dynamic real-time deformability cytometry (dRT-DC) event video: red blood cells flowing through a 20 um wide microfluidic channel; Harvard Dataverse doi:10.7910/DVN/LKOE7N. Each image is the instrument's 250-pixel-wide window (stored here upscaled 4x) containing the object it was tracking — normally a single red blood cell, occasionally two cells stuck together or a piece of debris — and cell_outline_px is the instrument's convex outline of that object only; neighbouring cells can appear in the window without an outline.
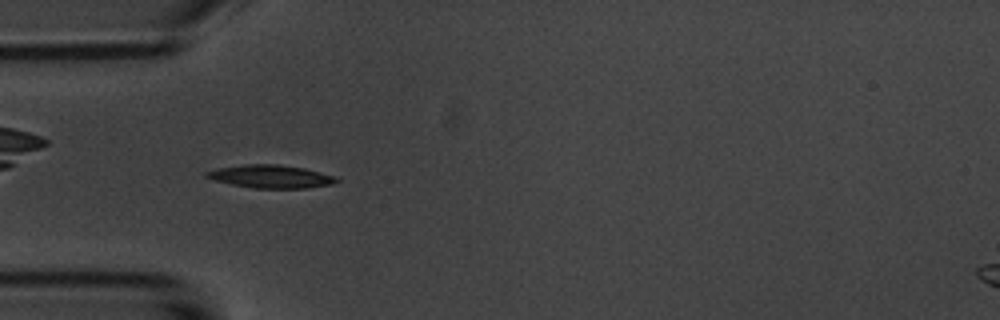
{"species": "common noctule bat (a hibernating species)", "species_latin": "Nyctalus noctula", "temperature_condition": "room temperature", "stored_images_in_passage": 9, "camera_frame_rate_fps": 3000, "um_per_image_px": 0.085, "animal": {"sex": "male", "body_mass_g": 20.1, "forearm_length_mm": 53.5}, "frame": {"image": 1, "passage_image": 4, "time_ms": 3.667, "image_size_px": [1000, 320], "cell_outline_px": [[340, 180], [332, 184], [304, 188], [252, 188], [232, 184], [216, 180], [204, 176], [204, 172], [220, 168], [244, 164], [280, 164], [304, 168], [320, 172], [332, 176]], "centroid_in_image_um": [23.0, 14.99], "position_along_channel_um": 62.0, "area_um2": 17.22}}
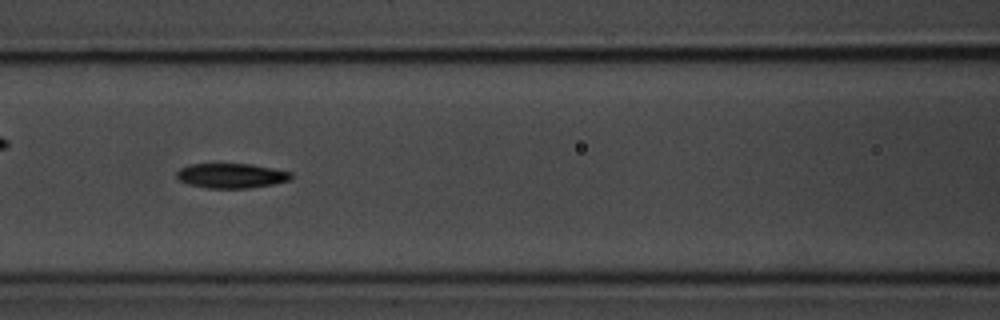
{"frame": {"image": 2, "passage_image": 6, "time_ms": 6.0, "image_size_px": [1000, 320], "cell_outline_px": [[292, 176], [288, 180], [272, 184], [248, 188], [208, 188], [188, 184], [180, 180], [176, 176], [176, 172], [180, 168], [188, 164], [252, 164], [292, 172]], "centroid_in_image_um": [19.63, 14.93], "position_along_channel_um": 147.0, "area_um2": 16.42}}
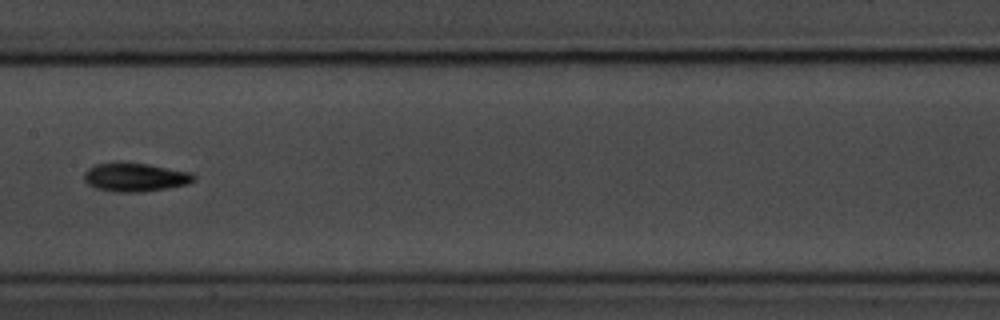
{"frame": {"image": 3, "passage_image": 7, "time_ms": 7.333, "image_size_px": [1000, 320], "cell_outline_px": [[196, 180], [188, 184], [168, 188], [144, 192], [112, 192], [96, 188], [88, 184], [84, 180], [84, 172], [88, 168], [96, 164], [120, 160], [148, 164], [192, 172], [196, 176]], "centroid_in_image_um": [11.49, 15.04], "position_along_channel_um": 195.9, "area_um2": 18.9}}